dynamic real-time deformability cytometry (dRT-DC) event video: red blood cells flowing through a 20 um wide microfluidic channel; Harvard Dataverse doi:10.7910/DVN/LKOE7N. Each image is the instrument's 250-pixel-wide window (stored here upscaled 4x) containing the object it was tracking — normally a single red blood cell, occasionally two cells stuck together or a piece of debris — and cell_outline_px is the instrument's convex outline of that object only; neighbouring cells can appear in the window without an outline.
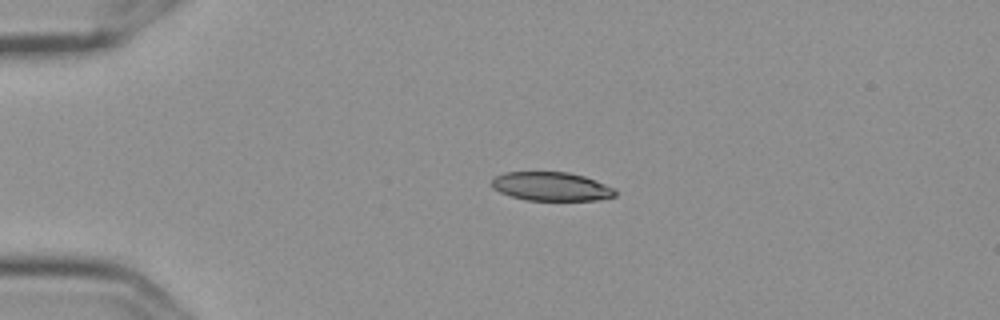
{"species": "Egyptian fruit bat (a non-hibernating species)", "species_latin": "Rousettus aegyptiacus", "temperature_condition": "cold", "stored_images_in_passage": 4, "camera_frame_rate_fps": 3000, "um_per_image_px": 0.085, "frame": {"image": 1, "passage_image": 3, "time_ms": 0.667, "image_size_px": [1000, 320], "cell_outline_px": [[616, 196], [596, 200], [524, 200], [500, 192], [492, 188], [492, 180], [496, 176], [504, 172], [568, 172], [584, 176], [616, 188]], "centroid_in_image_um": [46.87, 15.85], "position_along_channel_um": 38.1, "area_um2": 20.69}}